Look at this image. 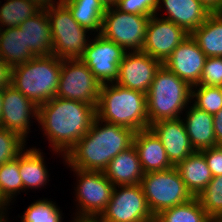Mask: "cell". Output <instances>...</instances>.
<instances>
[{
	"label": "cell",
	"instance_id": "cell-1",
	"mask_svg": "<svg viewBox=\"0 0 222 222\" xmlns=\"http://www.w3.org/2000/svg\"><path fill=\"white\" fill-rule=\"evenodd\" d=\"M96 107L80 101L54 97L39 106L38 128L60 158L89 131L97 117Z\"/></svg>",
	"mask_w": 222,
	"mask_h": 222
},
{
	"label": "cell",
	"instance_id": "cell-2",
	"mask_svg": "<svg viewBox=\"0 0 222 222\" xmlns=\"http://www.w3.org/2000/svg\"><path fill=\"white\" fill-rule=\"evenodd\" d=\"M135 131L96 117L89 131L68 151L63 162L71 169L104 171L109 162L133 145Z\"/></svg>",
	"mask_w": 222,
	"mask_h": 222
},
{
	"label": "cell",
	"instance_id": "cell-3",
	"mask_svg": "<svg viewBox=\"0 0 222 222\" xmlns=\"http://www.w3.org/2000/svg\"><path fill=\"white\" fill-rule=\"evenodd\" d=\"M97 118L135 132L149 128L146 94L118 85L102 84Z\"/></svg>",
	"mask_w": 222,
	"mask_h": 222
},
{
	"label": "cell",
	"instance_id": "cell-4",
	"mask_svg": "<svg viewBox=\"0 0 222 222\" xmlns=\"http://www.w3.org/2000/svg\"><path fill=\"white\" fill-rule=\"evenodd\" d=\"M191 88L162 64L146 94L149 125L161 120L181 118L191 103Z\"/></svg>",
	"mask_w": 222,
	"mask_h": 222
},
{
	"label": "cell",
	"instance_id": "cell-5",
	"mask_svg": "<svg viewBox=\"0 0 222 222\" xmlns=\"http://www.w3.org/2000/svg\"><path fill=\"white\" fill-rule=\"evenodd\" d=\"M62 59L35 56L12 68L11 85L38 107L56 97Z\"/></svg>",
	"mask_w": 222,
	"mask_h": 222
},
{
	"label": "cell",
	"instance_id": "cell-6",
	"mask_svg": "<svg viewBox=\"0 0 222 222\" xmlns=\"http://www.w3.org/2000/svg\"><path fill=\"white\" fill-rule=\"evenodd\" d=\"M45 10L51 27L52 54L62 60L80 59L89 44L92 32L74 20L71 11L63 2Z\"/></svg>",
	"mask_w": 222,
	"mask_h": 222
},
{
	"label": "cell",
	"instance_id": "cell-7",
	"mask_svg": "<svg viewBox=\"0 0 222 222\" xmlns=\"http://www.w3.org/2000/svg\"><path fill=\"white\" fill-rule=\"evenodd\" d=\"M140 185L154 217L165 209L194 198L175 166L163 171L145 173Z\"/></svg>",
	"mask_w": 222,
	"mask_h": 222
},
{
	"label": "cell",
	"instance_id": "cell-8",
	"mask_svg": "<svg viewBox=\"0 0 222 222\" xmlns=\"http://www.w3.org/2000/svg\"><path fill=\"white\" fill-rule=\"evenodd\" d=\"M77 177L74 186L76 213L72 219H98L105 211L114 185L103 171L70 169ZM75 172V173H74ZM76 187V188H75Z\"/></svg>",
	"mask_w": 222,
	"mask_h": 222
},
{
	"label": "cell",
	"instance_id": "cell-9",
	"mask_svg": "<svg viewBox=\"0 0 222 222\" xmlns=\"http://www.w3.org/2000/svg\"><path fill=\"white\" fill-rule=\"evenodd\" d=\"M150 16L124 13L115 6L106 8L101 35L126 52L142 51Z\"/></svg>",
	"mask_w": 222,
	"mask_h": 222
},
{
	"label": "cell",
	"instance_id": "cell-10",
	"mask_svg": "<svg viewBox=\"0 0 222 222\" xmlns=\"http://www.w3.org/2000/svg\"><path fill=\"white\" fill-rule=\"evenodd\" d=\"M101 83L81 59H64L56 97L97 106Z\"/></svg>",
	"mask_w": 222,
	"mask_h": 222
},
{
	"label": "cell",
	"instance_id": "cell-11",
	"mask_svg": "<svg viewBox=\"0 0 222 222\" xmlns=\"http://www.w3.org/2000/svg\"><path fill=\"white\" fill-rule=\"evenodd\" d=\"M99 222H155L141 185L114 186Z\"/></svg>",
	"mask_w": 222,
	"mask_h": 222
},
{
	"label": "cell",
	"instance_id": "cell-12",
	"mask_svg": "<svg viewBox=\"0 0 222 222\" xmlns=\"http://www.w3.org/2000/svg\"><path fill=\"white\" fill-rule=\"evenodd\" d=\"M126 51L101 34L90 38L84 54L80 58L102 84L115 83L119 76V65Z\"/></svg>",
	"mask_w": 222,
	"mask_h": 222
},
{
	"label": "cell",
	"instance_id": "cell-13",
	"mask_svg": "<svg viewBox=\"0 0 222 222\" xmlns=\"http://www.w3.org/2000/svg\"><path fill=\"white\" fill-rule=\"evenodd\" d=\"M2 98L0 127L19 134L27 141L28 134L33 132L30 131L31 124L38 122L39 107L12 85L3 89Z\"/></svg>",
	"mask_w": 222,
	"mask_h": 222
},
{
	"label": "cell",
	"instance_id": "cell-14",
	"mask_svg": "<svg viewBox=\"0 0 222 222\" xmlns=\"http://www.w3.org/2000/svg\"><path fill=\"white\" fill-rule=\"evenodd\" d=\"M189 34L175 23L156 14L150 16L142 52L162 64Z\"/></svg>",
	"mask_w": 222,
	"mask_h": 222
},
{
	"label": "cell",
	"instance_id": "cell-15",
	"mask_svg": "<svg viewBox=\"0 0 222 222\" xmlns=\"http://www.w3.org/2000/svg\"><path fill=\"white\" fill-rule=\"evenodd\" d=\"M161 65L159 60L142 51L126 52L120 62L119 76L115 83L147 94Z\"/></svg>",
	"mask_w": 222,
	"mask_h": 222
},
{
	"label": "cell",
	"instance_id": "cell-16",
	"mask_svg": "<svg viewBox=\"0 0 222 222\" xmlns=\"http://www.w3.org/2000/svg\"><path fill=\"white\" fill-rule=\"evenodd\" d=\"M206 58L195 39L189 35L163 65L192 87L199 83Z\"/></svg>",
	"mask_w": 222,
	"mask_h": 222
},
{
	"label": "cell",
	"instance_id": "cell-17",
	"mask_svg": "<svg viewBox=\"0 0 222 222\" xmlns=\"http://www.w3.org/2000/svg\"><path fill=\"white\" fill-rule=\"evenodd\" d=\"M149 128L162 142L168 160L173 166L195 152L182 118L161 120L150 124Z\"/></svg>",
	"mask_w": 222,
	"mask_h": 222
},
{
	"label": "cell",
	"instance_id": "cell-18",
	"mask_svg": "<svg viewBox=\"0 0 222 222\" xmlns=\"http://www.w3.org/2000/svg\"><path fill=\"white\" fill-rule=\"evenodd\" d=\"M161 8L166 16H161ZM210 13L198 0H158L155 14L170 20L191 35L206 21Z\"/></svg>",
	"mask_w": 222,
	"mask_h": 222
},
{
	"label": "cell",
	"instance_id": "cell-19",
	"mask_svg": "<svg viewBox=\"0 0 222 222\" xmlns=\"http://www.w3.org/2000/svg\"><path fill=\"white\" fill-rule=\"evenodd\" d=\"M135 146L144 173L163 171L172 168L160 139L150 129L135 132Z\"/></svg>",
	"mask_w": 222,
	"mask_h": 222
},
{
	"label": "cell",
	"instance_id": "cell-20",
	"mask_svg": "<svg viewBox=\"0 0 222 222\" xmlns=\"http://www.w3.org/2000/svg\"><path fill=\"white\" fill-rule=\"evenodd\" d=\"M182 116L187 135L195 151H202L218 146L214 134V121L210 113L201 110L190 103Z\"/></svg>",
	"mask_w": 222,
	"mask_h": 222
},
{
	"label": "cell",
	"instance_id": "cell-21",
	"mask_svg": "<svg viewBox=\"0 0 222 222\" xmlns=\"http://www.w3.org/2000/svg\"><path fill=\"white\" fill-rule=\"evenodd\" d=\"M103 172L114 186L138 185L145 174L134 145L115 156Z\"/></svg>",
	"mask_w": 222,
	"mask_h": 222
},
{
	"label": "cell",
	"instance_id": "cell-22",
	"mask_svg": "<svg viewBox=\"0 0 222 222\" xmlns=\"http://www.w3.org/2000/svg\"><path fill=\"white\" fill-rule=\"evenodd\" d=\"M19 27L24 31L26 49L34 56H48L52 54L51 27L45 9H41Z\"/></svg>",
	"mask_w": 222,
	"mask_h": 222
},
{
	"label": "cell",
	"instance_id": "cell-23",
	"mask_svg": "<svg viewBox=\"0 0 222 222\" xmlns=\"http://www.w3.org/2000/svg\"><path fill=\"white\" fill-rule=\"evenodd\" d=\"M27 147L19 154V174L23 182L24 191L28 189H42L49 180V171L44 162V154L40 148Z\"/></svg>",
	"mask_w": 222,
	"mask_h": 222
},
{
	"label": "cell",
	"instance_id": "cell-24",
	"mask_svg": "<svg viewBox=\"0 0 222 222\" xmlns=\"http://www.w3.org/2000/svg\"><path fill=\"white\" fill-rule=\"evenodd\" d=\"M175 167L193 197H198L213 178L205 156L200 151H195Z\"/></svg>",
	"mask_w": 222,
	"mask_h": 222
},
{
	"label": "cell",
	"instance_id": "cell-25",
	"mask_svg": "<svg viewBox=\"0 0 222 222\" xmlns=\"http://www.w3.org/2000/svg\"><path fill=\"white\" fill-rule=\"evenodd\" d=\"M191 36L207 57H222V12L210 13Z\"/></svg>",
	"mask_w": 222,
	"mask_h": 222
},
{
	"label": "cell",
	"instance_id": "cell-26",
	"mask_svg": "<svg viewBox=\"0 0 222 222\" xmlns=\"http://www.w3.org/2000/svg\"><path fill=\"white\" fill-rule=\"evenodd\" d=\"M35 57L25 46L20 27L0 29V58L12 68Z\"/></svg>",
	"mask_w": 222,
	"mask_h": 222
},
{
	"label": "cell",
	"instance_id": "cell-27",
	"mask_svg": "<svg viewBox=\"0 0 222 222\" xmlns=\"http://www.w3.org/2000/svg\"><path fill=\"white\" fill-rule=\"evenodd\" d=\"M69 8L74 20L88 29L93 35L102 30L103 15L106 8L99 0H62Z\"/></svg>",
	"mask_w": 222,
	"mask_h": 222
},
{
	"label": "cell",
	"instance_id": "cell-28",
	"mask_svg": "<svg viewBox=\"0 0 222 222\" xmlns=\"http://www.w3.org/2000/svg\"><path fill=\"white\" fill-rule=\"evenodd\" d=\"M155 222H214L197 197L181 205L165 209L155 216Z\"/></svg>",
	"mask_w": 222,
	"mask_h": 222
},
{
	"label": "cell",
	"instance_id": "cell-29",
	"mask_svg": "<svg viewBox=\"0 0 222 222\" xmlns=\"http://www.w3.org/2000/svg\"><path fill=\"white\" fill-rule=\"evenodd\" d=\"M40 10L41 8L30 0H6L0 6V29L19 27Z\"/></svg>",
	"mask_w": 222,
	"mask_h": 222
},
{
	"label": "cell",
	"instance_id": "cell-30",
	"mask_svg": "<svg viewBox=\"0 0 222 222\" xmlns=\"http://www.w3.org/2000/svg\"><path fill=\"white\" fill-rule=\"evenodd\" d=\"M23 182L19 174V155L0 165V194L10 205L14 204L17 195L23 191ZM19 193V194H18Z\"/></svg>",
	"mask_w": 222,
	"mask_h": 222
},
{
	"label": "cell",
	"instance_id": "cell-31",
	"mask_svg": "<svg viewBox=\"0 0 222 222\" xmlns=\"http://www.w3.org/2000/svg\"><path fill=\"white\" fill-rule=\"evenodd\" d=\"M62 216V210L56 201L47 198L32 202L21 216L18 215L21 222H63Z\"/></svg>",
	"mask_w": 222,
	"mask_h": 222
},
{
	"label": "cell",
	"instance_id": "cell-32",
	"mask_svg": "<svg viewBox=\"0 0 222 222\" xmlns=\"http://www.w3.org/2000/svg\"><path fill=\"white\" fill-rule=\"evenodd\" d=\"M191 103L215 115L222 109V87L195 85L191 88Z\"/></svg>",
	"mask_w": 222,
	"mask_h": 222
},
{
	"label": "cell",
	"instance_id": "cell-33",
	"mask_svg": "<svg viewBox=\"0 0 222 222\" xmlns=\"http://www.w3.org/2000/svg\"><path fill=\"white\" fill-rule=\"evenodd\" d=\"M197 198L215 222L222 215V175L213 177Z\"/></svg>",
	"mask_w": 222,
	"mask_h": 222
},
{
	"label": "cell",
	"instance_id": "cell-34",
	"mask_svg": "<svg viewBox=\"0 0 222 222\" xmlns=\"http://www.w3.org/2000/svg\"><path fill=\"white\" fill-rule=\"evenodd\" d=\"M19 134L0 127V165L15 159L27 146Z\"/></svg>",
	"mask_w": 222,
	"mask_h": 222
},
{
	"label": "cell",
	"instance_id": "cell-35",
	"mask_svg": "<svg viewBox=\"0 0 222 222\" xmlns=\"http://www.w3.org/2000/svg\"><path fill=\"white\" fill-rule=\"evenodd\" d=\"M197 85L222 87V57H207Z\"/></svg>",
	"mask_w": 222,
	"mask_h": 222
},
{
	"label": "cell",
	"instance_id": "cell-36",
	"mask_svg": "<svg viewBox=\"0 0 222 222\" xmlns=\"http://www.w3.org/2000/svg\"><path fill=\"white\" fill-rule=\"evenodd\" d=\"M115 7L124 13L152 16L156 13L158 0H117Z\"/></svg>",
	"mask_w": 222,
	"mask_h": 222
},
{
	"label": "cell",
	"instance_id": "cell-37",
	"mask_svg": "<svg viewBox=\"0 0 222 222\" xmlns=\"http://www.w3.org/2000/svg\"><path fill=\"white\" fill-rule=\"evenodd\" d=\"M207 161L213 177L222 175V145L200 151Z\"/></svg>",
	"mask_w": 222,
	"mask_h": 222
},
{
	"label": "cell",
	"instance_id": "cell-38",
	"mask_svg": "<svg viewBox=\"0 0 222 222\" xmlns=\"http://www.w3.org/2000/svg\"><path fill=\"white\" fill-rule=\"evenodd\" d=\"M12 67L0 58V91L11 85Z\"/></svg>",
	"mask_w": 222,
	"mask_h": 222
},
{
	"label": "cell",
	"instance_id": "cell-39",
	"mask_svg": "<svg viewBox=\"0 0 222 222\" xmlns=\"http://www.w3.org/2000/svg\"><path fill=\"white\" fill-rule=\"evenodd\" d=\"M214 134L217 145H222V109H220L214 116Z\"/></svg>",
	"mask_w": 222,
	"mask_h": 222
},
{
	"label": "cell",
	"instance_id": "cell-40",
	"mask_svg": "<svg viewBox=\"0 0 222 222\" xmlns=\"http://www.w3.org/2000/svg\"><path fill=\"white\" fill-rule=\"evenodd\" d=\"M211 13L222 12V0H198Z\"/></svg>",
	"mask_w": 222,
	"mask_h": 222
},
{
	"label": "cell",
	"instance_id": "cell-41",
	"mask_svg": "<svg viewBox=\"0 0 222 222\" xmlns=\"http://www.w3.org/2000/svg\"><path fill=\"white\" fill-rule=\"evenodd\" d=\"M30 1L35 3L41 9H47L50 6H53L62 2V0H57V1L56 0H30Z\"/></svg>",
	"mask_w": 222,
	"mask_h": 222
},
{
	"label": "cell",
	"instance_id": "cell-42",
	"mask_svg": "<svg viewBox=\"0 0 222 222\" xmlns=\"http://www.w3.org/2000/svg\"><path fill=\"white\" fill-rule=\"evenodd\" d=\"M9 204L6 202V200L1 196L0 194V213H7L9 208Z\"/></svg>",
	"mask_w": 222,
	"mask_h": 222
},
{
	"label": "cell",
	"instance_id": "cell-43",
	"mask_svg": "<svg viewBox=\"0 0 222 222\" xmlns=\"http://www.w3.org/2000/svg\"><path fill=\"white\" fill-rule=\"evenodd\" d=\"M99 1L102 5L105 6V8L116 6V2H117V0H99Z\"/></svg>",
	"mask_w": 222,
	"mask_h": 222
},
{
	"label": "cell",
	"instance_id": "cell-44",
	"mask_svg": "<svg viewBox=\"0 0 222 222\" xmlns=\"http://www.w3.org/2000/svg\"><path fill=\"white\" fill-rule=\"evenodd\" d=\"M8 213H0V222H8L10 220ZM9 219V220H8Z\"/></svg>",
	"mask_w": 222,
	"mask_h": 222
},
{
	"label": "cell",
	"instance_id": "cell-45",
	"mask_svg": "<svg viewBox=\"0 0 222 222\" xmlns=\"http://www.w3.org/2000/svg\"><path fill=\"white\" fill-rule=\"evenodd\" d=\"M71 222H99L96 219H72Z\"/></svg>",
	"mask_w": 222,
	"mask_h": 222
},
{
	"label": "cell",
	"instance_id": "cell-46",
	"mask_svg": "<svg viewBox=\"0 0 222 222\" xmlns=\"http://www.w3.org/2000/svg\"><path fill=\"white\" fill-rule=\"evenodd\" d=\"M3 91H0V125H1V114H2V104H3V98H2Z\"/></svg>",
	"mask_w": 222,
	"mask_h": 222
},
{
	"label": "cell",
	"instance_id": "cell-47",
	"mask_svg": "<svg viewBox=\"0 0 222 222\" xmlns=\"http://www.w3.org/2000/svg\"><path fill=\"white\" fill-rule=\"evenodd\" d=\"M215 222H222V215Z\"/></svg>",
	"mask_w": 222,
	"mask_h": 222
}]
</instances>
